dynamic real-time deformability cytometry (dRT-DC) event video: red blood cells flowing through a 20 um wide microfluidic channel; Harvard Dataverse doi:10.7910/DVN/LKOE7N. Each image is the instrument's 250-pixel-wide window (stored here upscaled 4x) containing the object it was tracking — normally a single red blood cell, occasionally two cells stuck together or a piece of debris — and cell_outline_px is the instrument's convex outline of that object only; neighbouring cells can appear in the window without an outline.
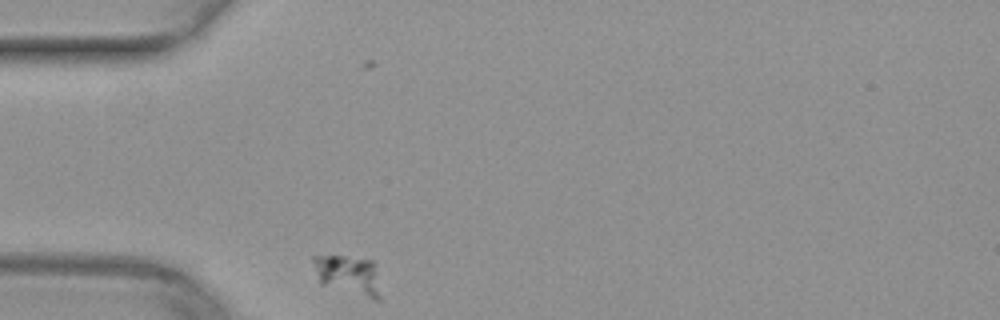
{"species": "common noctule bat (a hibernating species)", "species_latin": "Nyctalus noctula", "temperature_condition": "warm", "stored_images_in_passage": 30, "camera_frame_rate_fps": 3000, "um_per_image_px": 0.085, "animal": {"sex": "female", "body_mass_g": 29.2, "forearm_length_mm": 56.3}, "frame": {"image": 1, "passage_image": 1, "time_ms": 0.0, "image_size_px": [1000, 320], "cell_outline_px": [[380, 300], [372, 300], [320, 284], [312, 260], [312, 256], [344, 256], [372, 260], [376, 264], [380, 296]], "centroid_in_image_um": [29.63, 23.39], "position_along_channel_um": 55.4, "area_um2": 15.72}}
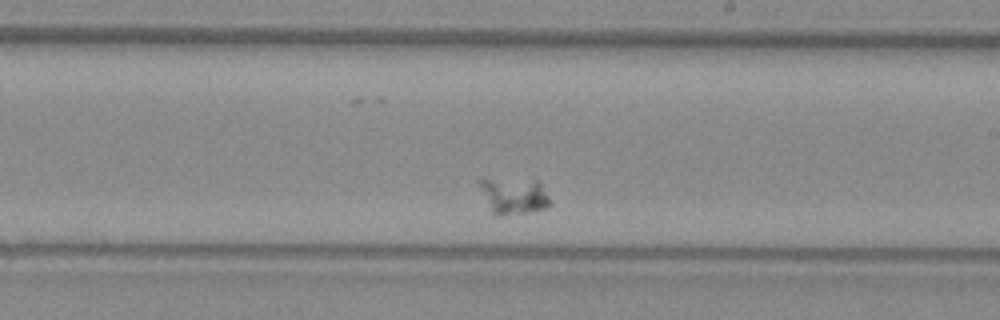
{"frame": {"image": 2, "passage_image": 18, "time_ms": 5.667, "image_size_px": [1000, 320], "cell_outline_px": [[552, 204], [544, 208], [524, 212], [500, 216], [496, 216], [492, 212], [476, 180], [480, 176], [536, 180], [540, 184], [552, 200]], "centroid_in_image_um": [43.61, 16.58], "position_along_channel_um": 245.4, "area_um2": 15.37}}
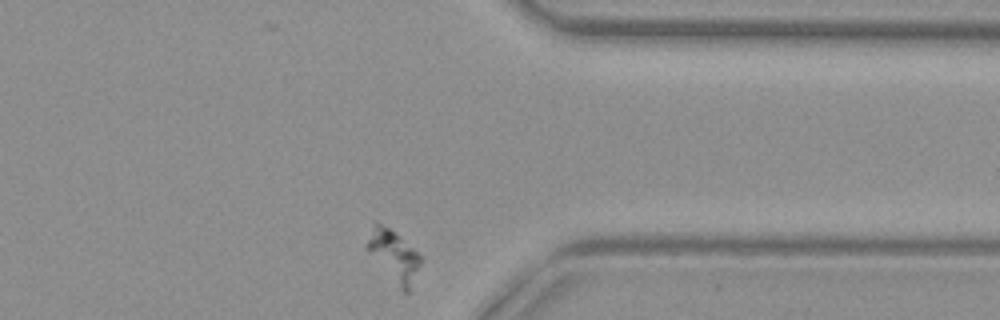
{"frame": {"image": 3, "passage_image": 30, "time_ms": 9.667, "image_size_px": [1000, 320], "cell_outline_px": [[424, 260], [408, 292], [404, 292], [400, 288], [364, 248], [364, 244], [376, 220], [388, 228], [412, 248]], "centroid_in_image_um": [33.45, 21.74], "position_along_channel_um": 377.9, "area_um2": 15.61}}